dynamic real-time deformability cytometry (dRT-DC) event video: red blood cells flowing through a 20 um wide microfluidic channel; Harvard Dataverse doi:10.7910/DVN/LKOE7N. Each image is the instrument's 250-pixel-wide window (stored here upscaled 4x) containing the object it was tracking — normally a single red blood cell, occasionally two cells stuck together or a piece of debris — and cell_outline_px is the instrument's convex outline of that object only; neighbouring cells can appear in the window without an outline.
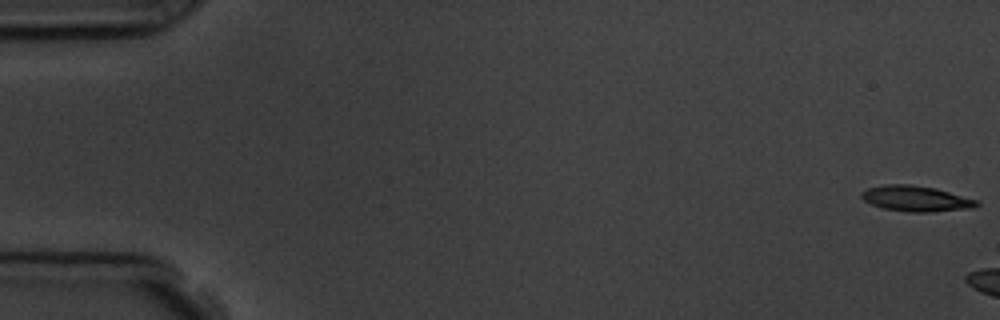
{"species": "common noctule bat (a hibernating species)", "species_latin": "Nyctalus noctula", "temperature_condition": "room temperature", "stored_images_in_passage": 3, "camera_frame_rate_fps": 3000, "um_per_image_px": 0.085, "animal": {"sex": "male", "body_mass_g": 19.5, "forearm_length_mm": 54.6}, "frame": {"image": 1, "passage_image": 1, "time_ms": 0.0, "image_size_px": [1000, 320], "cell_outline_px": [[980, 204], [972, 208], [932, 212], [908, 212], [880, 208], [864, 200], [860, 196], [860, 192], [868, 188], [884, 184], [912, 184], [936, 188], [980, 200]], "centroid_in_image_um": [77.87, 16.88], "position_along_channel_um": 7.1, "area_um2": 17.51}}